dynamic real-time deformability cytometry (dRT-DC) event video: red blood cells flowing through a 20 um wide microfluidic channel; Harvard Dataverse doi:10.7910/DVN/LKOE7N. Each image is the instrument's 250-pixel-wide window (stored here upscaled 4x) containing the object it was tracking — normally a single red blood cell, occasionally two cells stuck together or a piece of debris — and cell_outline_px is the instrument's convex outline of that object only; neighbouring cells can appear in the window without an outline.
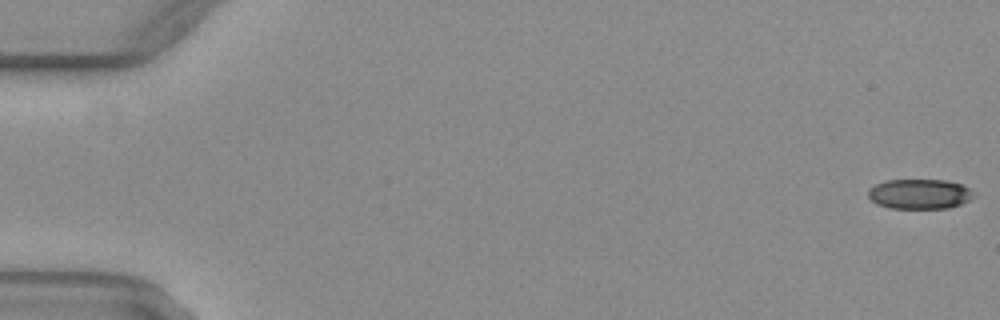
{"species": "common noctule bat (a hibernating species)", "species_latin": "Nyctalus noctula", "temperature_condition": "warm", "stored_images_in_passage": 12, "camera_frame_rate_fps": 3000, "um_per_image_px": 0.085, "animal": {"sex": "female", "body_mass_g": 29.2, "forearm_length_mm": 56.3}, "frame": {"image": 1, "passage_image": 1, "time_ms": 0.0, "image_size_px": [1000, 320], "cell_outline_px": [[972, 192], [968, 200], [960, 204], [948, 208], [888, 208], [876, 204], [868, 196], [868, 188], [876, 184], [888, 180], [944, 180], [960, 184], [968, 188]], "centroid_in_image_um": [78.09, 16.49], "position_along_channel_um": 6.9, "area_um2": 18.15}}